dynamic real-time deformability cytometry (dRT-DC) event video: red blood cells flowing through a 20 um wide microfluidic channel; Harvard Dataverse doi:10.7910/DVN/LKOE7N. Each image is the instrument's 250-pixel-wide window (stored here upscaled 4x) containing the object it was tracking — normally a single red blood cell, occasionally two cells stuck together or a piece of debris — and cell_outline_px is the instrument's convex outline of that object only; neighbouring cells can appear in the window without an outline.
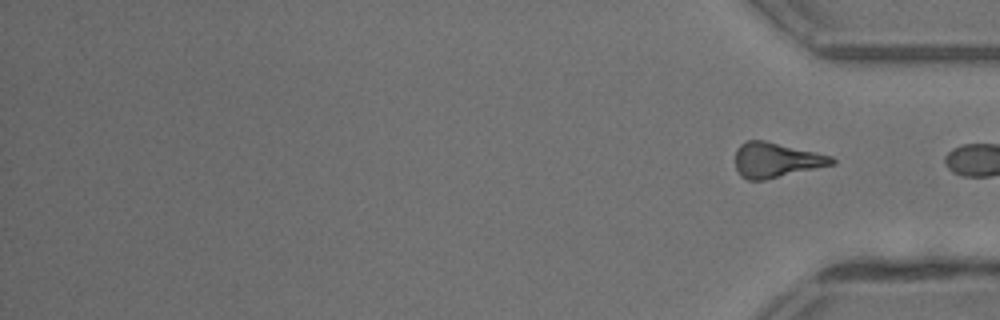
{"species": "common noctule bat (a hibernating species)", "species_latin": "Nyctalus noctula", "temperature_condition": "warm", "stored_images_in_passage": 23, "segment_of_instrument_passage": [2, 2], "camera_frame_rate_fps": 3000, "um_per_image_px": 0.085, "animal": {"sex": "male", "body_mass_g": 13.3}, "frame": {"image": 1, "passage_image": 23, "time_ms": 7.333, "image_size_px": [1000, 320], "cell_outline_px": [[836, 164], [764, 180], [748, 180], [740, 176], [736, 168], [736, 148], [740, 144], [748, 140], [764, 140], [832, 156], [836, 160]], "centroid_in_image_um": [65.97, 13.61], "position_along_channel_um": 369.2, "area_um2": 19.65}}